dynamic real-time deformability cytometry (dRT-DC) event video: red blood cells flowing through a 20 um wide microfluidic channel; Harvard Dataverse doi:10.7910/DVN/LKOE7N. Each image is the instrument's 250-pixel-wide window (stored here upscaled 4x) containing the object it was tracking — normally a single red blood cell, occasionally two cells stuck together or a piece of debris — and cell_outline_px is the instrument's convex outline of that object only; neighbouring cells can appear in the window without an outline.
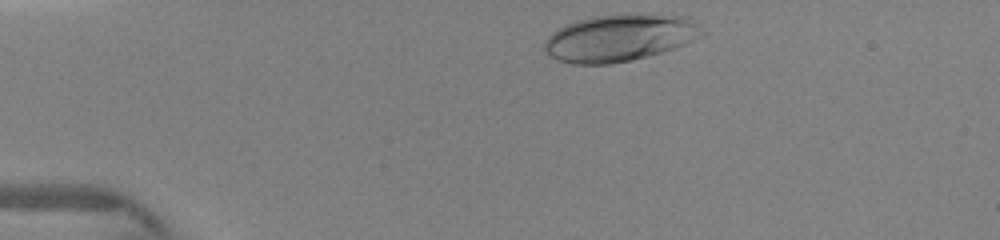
{"species": "human", "species_latin": "Homo sapiens", "temperature_condition": "warm", "stored_images_in_passage": 14, "camera_frame_rate_fps": 3000, "um_per_image_px": 0.085, "donor": {"sex": "female"}, "frame": {"image": 1, "passage_image": 3, "time_ms": 0.333, "image_size_px": [1000, 240], "cell_outline_px": [[708, 32], [676, 48], [648, 56], [632, 60], [608, 64], [572, 64], [556, 60], [548, 56], [544, 52], [544, 44], [548, 36], [552, 32], [576, 20], [592, 16], [688, 16]], "centroid_in_image_um": [52.65, 3.25], "position_along_channel_um": 32.4, "area_um2": 42.66}}
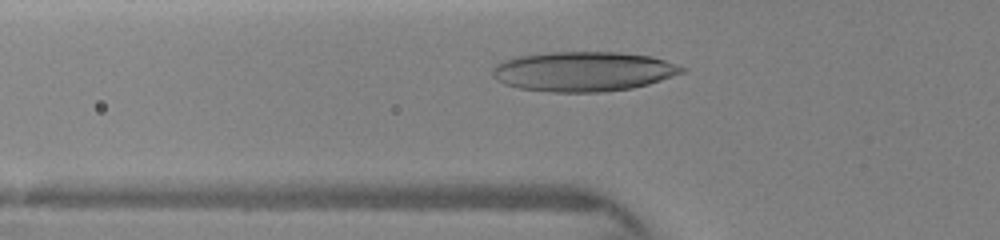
{"frame": {"image": 2, "passage_image": 12, "time_ms": 2.667, "image_size_px": [1000, 240], "cell_outline_px": [[688, 68], [684, 72], [648, 84], [632, 88], [604, 92], [552, 92], [520, 88], [504, 84], [496, 80], [492, 76], [492, 68], [496, 64], [504, 60], [520, 56], [552, 52], [620, 52], [652, 56]], "centroid_in_image_um": [49.59, 6.07], "position_along_channel_um": 76.2, "area_um2": 43.93}}